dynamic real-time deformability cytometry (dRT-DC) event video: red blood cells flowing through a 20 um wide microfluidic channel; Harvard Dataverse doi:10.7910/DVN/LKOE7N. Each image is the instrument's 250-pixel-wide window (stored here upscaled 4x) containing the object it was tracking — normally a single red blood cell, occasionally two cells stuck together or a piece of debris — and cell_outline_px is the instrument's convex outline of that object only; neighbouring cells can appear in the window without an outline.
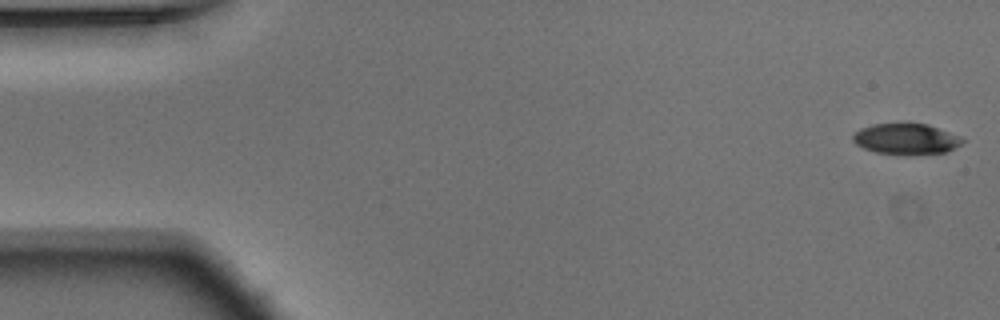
{"species": "Egyptian fruit bat (a non-hibernating species)", "species_latin": "Rousettus aegyptiacus", "temperature_condition": "warm", "stored_images_in_passage": 53, "camera_frame_rate_fps": 3000, "um_per_image_px": 0.085, "animal": {"sex": "male"}, "frame": {"image": 1, "passage_image": 1, "time_ms": 0.0, "image_size_px": [1000, 320], "cell_outline_px": [[964, 140], [960, 144], [948, 152], [912, 156], [908, 156], [876, 152], [864, 148], [856, 144], [852, 140], [852, 136], [860, 128], [872, 124], [900, 120], [904, 120], [928, 124], [960, 136]], "centroid_in_image_um": [77.0, 11.78], "position_along_channel_um": 8.0, "area_um2": 20.75}}
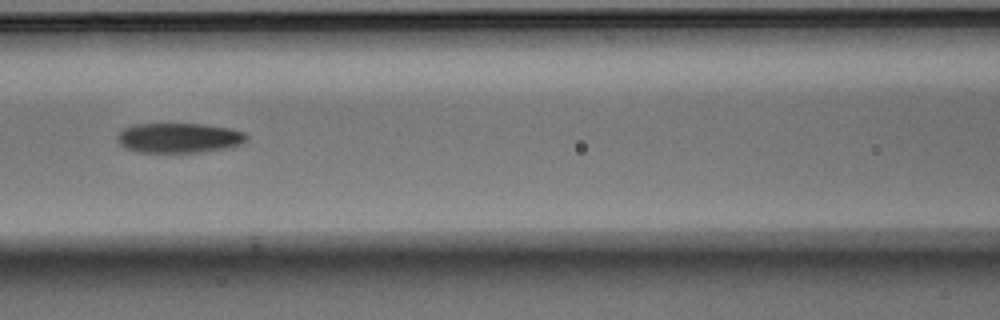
{"frame": {"image": 2, "passage_image": 23, "time_ms": 7.333, "image_size_px": [1000, 320], "cell_outline_px": [[248, 140], [244, 144], [232, 148], [204, 152], [136, 152], [124, 148], [116, 140], [116, 136], [124, 128], [132, 124], [204, 124], [228, 128], [244, 132], [248, 136]], "centroid_in_image_um": [15.25, 11.73], "position_along_channel_um": 151.4, "area_um2": 22.95}}
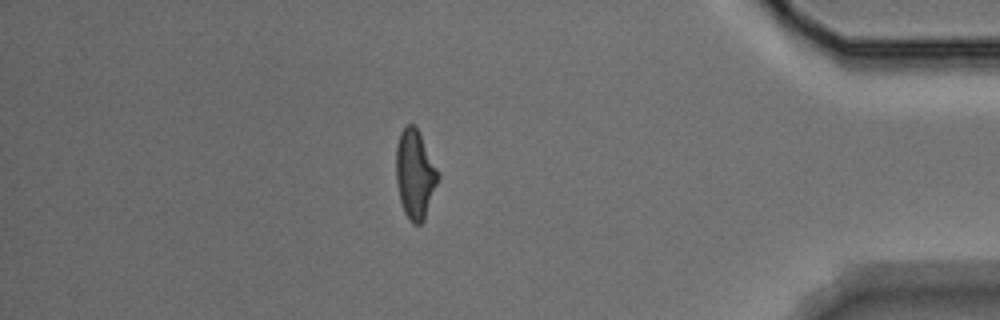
{"frame": {"image": 3, "passage_image": 46, "time_ms": 15.0, "image_size_px": [1000, 320], "cell_outline_px": [[440, 176], [424, 220], [420, 224], [412, 224], [404, 212], [400, 200], [396, 180], [396, 148], [400, 132], [408, 124], [412, 124], [420, 132], [440, 172]], "centroid_in_image_um": [35.29, 14.8], "position_along_channel_um": 399.9, "area_um2": 21.91}, "authors_computed_cell_mechanics": {"area_um2": 22.0796, "velocity_mm_per_s": 3.7512, "shape_relaxation_time_tau1_ms": 4.2755, "shape_relaxation_time_tau2_ms": 2.786, "deformation_change_tau1": 0.1738, "deformation_change_tau2": 0.1046}}